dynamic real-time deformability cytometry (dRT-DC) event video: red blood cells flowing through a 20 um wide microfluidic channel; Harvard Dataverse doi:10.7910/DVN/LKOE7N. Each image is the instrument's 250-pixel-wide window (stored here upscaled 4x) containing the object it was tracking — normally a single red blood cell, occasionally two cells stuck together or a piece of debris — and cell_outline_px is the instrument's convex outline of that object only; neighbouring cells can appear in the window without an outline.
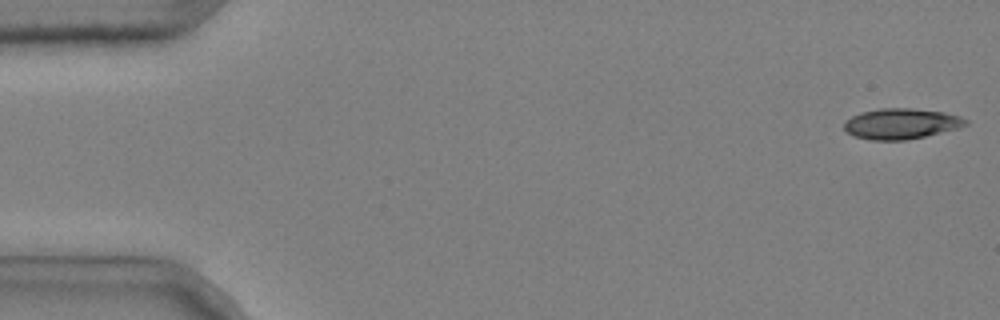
{"species": "common noctule bat (a hibernating species)", "species_latin": "Nyctalus noctula", "temperature_condition": "cold", "stored_images_in_passage": 11, "camera_frame_rate_fps": 3000, "um_per_image_px": 0.085, "animal": {"sex": "male", "body_mass_g": 20.4}, "frame": {"image": 1, "passage_image": 1, "time_ms": 0.0, "image_size_px": [1000, 320], "cell_outline_px": [[968, 124], [956, 128], [908, 140], [868, 140], [852, 136], [844, 128], [844, 120], [860, 112], [880, 108], [912, 108], [940, 112], [960, 116], [968, 120]], "centroid_in_image_um": [76.53, 10.52], "position_along_channel_um": 8.5, "area_um2": 21.62}}